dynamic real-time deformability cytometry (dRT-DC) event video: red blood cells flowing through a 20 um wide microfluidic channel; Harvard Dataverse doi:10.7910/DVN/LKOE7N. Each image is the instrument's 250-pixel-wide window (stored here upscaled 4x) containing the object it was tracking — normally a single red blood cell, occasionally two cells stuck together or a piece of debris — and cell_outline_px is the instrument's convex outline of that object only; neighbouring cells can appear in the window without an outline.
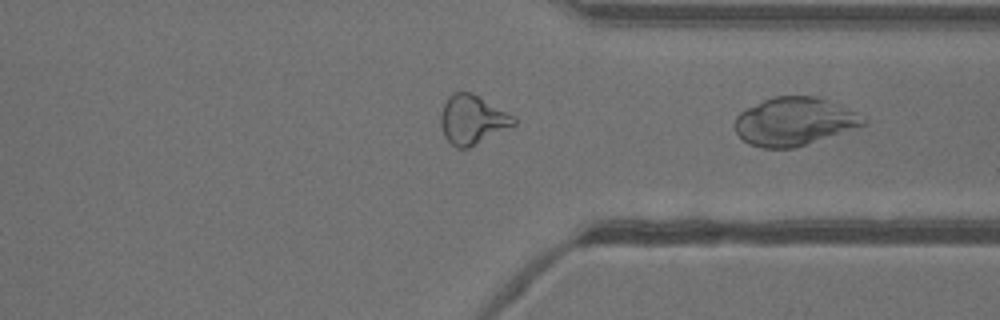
{"species": "common noctule bat (a hibernating species)", "species_latin": "Nyctalus noctula", "temperature_condition": "warm", "stored_images_in_passage": 30, "camera_frame_rate_fps": 3000, "um_per_image_px": 0.085, "animal": {"sex": "female"}, "frame": {"image": 1, "passage_image": 30, "time_ms": 9.667, "image_size_px": [1000, 320], "cell_outline_px": [[864, 124], [860, 128], [796, 148], [760, 148], [748, 144], [736, 132], [736, 116], [740, 112], [764, 100], [776, 96], [816, 96], [856, 112], [864, 120]], "centroid_in_image_um": [67.52, 10.36], "position_along_channel_um": 343.9, "area_um2": 35.89}}